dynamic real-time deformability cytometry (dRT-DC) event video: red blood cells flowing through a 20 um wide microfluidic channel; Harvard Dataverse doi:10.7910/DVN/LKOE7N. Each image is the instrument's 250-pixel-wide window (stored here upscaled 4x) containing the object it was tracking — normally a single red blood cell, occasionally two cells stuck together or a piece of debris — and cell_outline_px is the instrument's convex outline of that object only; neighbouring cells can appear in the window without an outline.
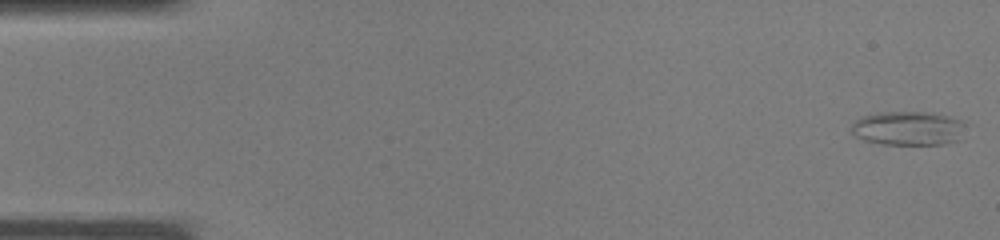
{"species": "common noctule bat (a hibernating species)", "species_latin": "Nyctalus noctula", "temperature_condition": "warm", "stored_images_in_passage": 38, "camera_frame_rate_fps": 3000, "um_per_image_px": 0.085, "animal": {"sex": "male", "body_mass_g": 19.0, "forearm_length_mm": 50.8}, "frame": {"image": 1, "passage_image": 1, "time_ms": 0.0, "image_size_px": [1000, 240], "cell_outline_px": [[964, 124], [956, 140], [944, 144], [880, 144], [864, 140], [856, 136], [852, 132], [852, 124], [860, 116], [880, 112], [932, 112], [952, 116], [960, 120]], "centroid_in_image_um": [77.14, 10.89], "position_along_channel_um": 7.9, "area_um2": 22.48}}
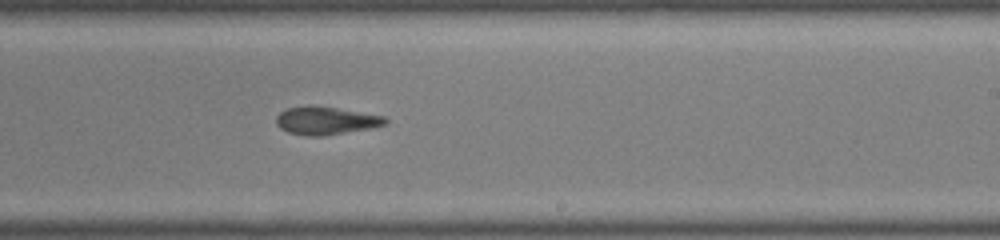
{"frame": {"image": 2, "passage_image": 23, "time_ms": 7.333, "image_size_px": [1000, 240], "cell_outline_px": [[388, 124], [372, 128], [324, 136], [304, 136], [288, 132], [280, 128], [276, 124], [276, 116], [280, 112], [288, 108], [336, 108], [384, 116], [388, 120]], "centroid_in_image_um": [27.74, 10.3], "position_along_channel_um": 261.3, "area_um2": 17.28}}
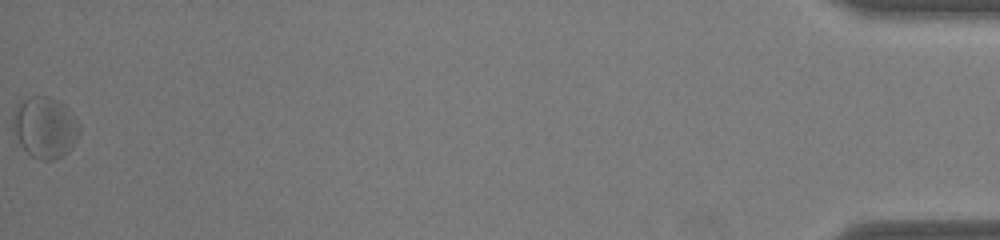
{"frame": {"image": 3, "passage_image": 38, "time_ms": 12.333, "image_size_px": [1000, 240], "cell_outline_px": [[80, 132], [72, 148], [68, 152], [56, 160], [40, 160], [32, 156], [20, 144], [12, 128], [12, 116], [16, 108], [28, 96], [48, 96], [60, 100], [72, 112], [80, 124]], "centroid_in_image_um": [3.85, 10.82], "position_along_channel_um": 431.3, "area_um2": 23.99}}